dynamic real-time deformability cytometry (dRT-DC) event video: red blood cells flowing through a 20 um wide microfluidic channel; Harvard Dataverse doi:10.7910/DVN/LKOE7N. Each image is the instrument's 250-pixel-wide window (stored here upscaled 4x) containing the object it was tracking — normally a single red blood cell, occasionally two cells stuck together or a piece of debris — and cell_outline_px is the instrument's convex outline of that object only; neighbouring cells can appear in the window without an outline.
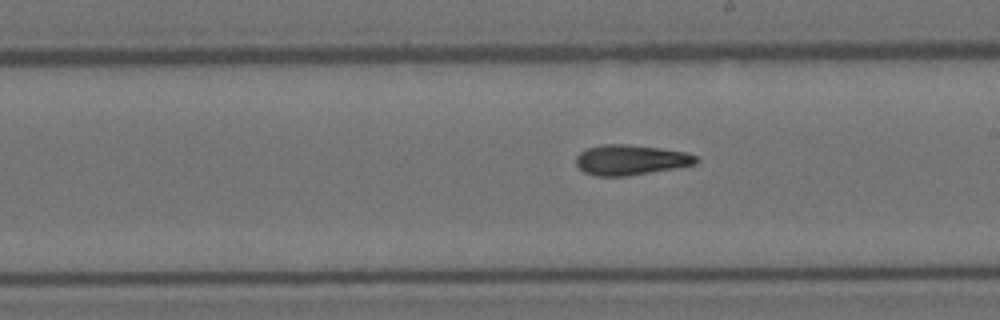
{"species": "Egyptian fruit bat (a non-hibernating species)", "species_latin": "Rousettus aegyptiacus", "temperature_condition": "room temperature", "stored_images_in_passage": 44, "camera_frame_rate_fps": 3000, "um_per_image_px": 0.085, "animal": {"sex": "female"}, "frame": {"image": 1, "passage_image": 32, "time_ms": 10.333, "image_size_px": [1000, 320], "cell_outline_px": [[700, 160], [696, 164], [624, 176], [596, 176], [584, 172], [576, 164], [576, 156], [580, 152], [588, 148], [604, 144], [624, 144], [660, 148], [688, 152], [696, 156]], "centroid_in_image_um": [53.6, 13.58], "position_along_channel_um": 235.4, "area_um2": 20.92}}